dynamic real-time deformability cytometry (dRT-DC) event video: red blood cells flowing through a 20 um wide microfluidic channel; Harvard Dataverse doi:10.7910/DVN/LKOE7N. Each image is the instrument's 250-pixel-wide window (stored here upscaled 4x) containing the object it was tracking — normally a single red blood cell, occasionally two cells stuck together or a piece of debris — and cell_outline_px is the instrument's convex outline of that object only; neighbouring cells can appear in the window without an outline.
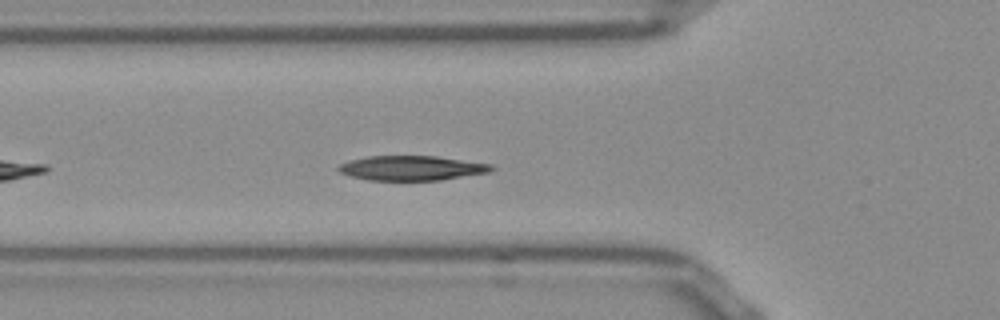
{"species": "Egyptian fruit bat (a non-hibernating species)", "species_latin": "Rousettus aegyptiacus", "temperature_condition": "room temperature", "stored_images_in_passage": 29, "camera_frame_rate_fps": 3000, "um_per_image_px": 0.085, "frame": {"image": 1, "passage_image": 6, "time_ms": 1.667, "image_size_px": [1000, 320], "cell_outline_px": [[496, 168], [492, 172], [440, 180], [368, 180], [352, 176], [340, 172], [336, 168], [340, 164], [352, 160], [368, 156], [436, 156], [492, 164]], "centroid_in_image_um": [35.05, 14.28], "position_along_channel_um": 90.8, "area_um2": 21.96}}
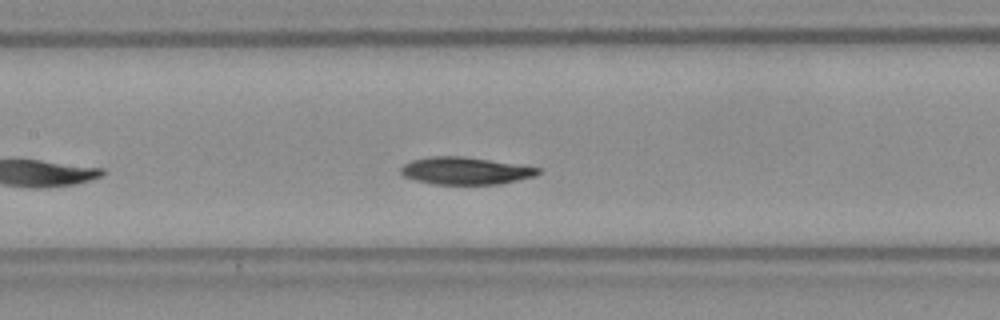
{"frame": {"image": 2, "passage_image": 12, "time_ms": 3.667, "image_size_px": [1000, 320], "cell_outline_px": [[540, 172], [536, 176], [500, 184], [432, 184], [416, 180], [404, 176], [400, 172], [400, 168], [404, 164], [412, 160], [432, 156], [464, 156], [540, 168]], "centroid_in_image_um": [39.54, 14.52], "position_along_channel_um": 167.9, "area_um2": 21.73}}
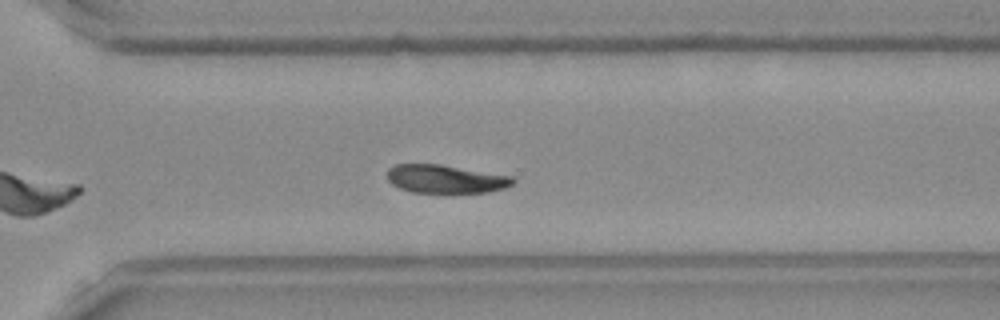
{"frame": {"image": 3, "passage_image": 25, "time_ms": 8.0, "image_size_px": [1000, 320], "cell_outline_px": [[516, 180], [512, 184], [504, 188], [488, 192], [452, 196], [444, 196], [412, 192], [400, 188], [392, 184], [388, 180], [388, 168], [396, 164], [440, 164], [512, 176]], "centroid_in_image_um": [37.89, 15.27], "position_along_channel_um": 332.7, "area_um2": 21.79}, "authors_computed_cell_mechanics": {"area_um2": 22.253, "velocity_mm_per_s": 3.815, "shape_relaxation_time_tau1_ms": 3.211, "shape_relaxation_time_tau2_ms": 6.3907, "deformation_change_tau1": 0.109, "deformation_change_tau2": 0.0782}}